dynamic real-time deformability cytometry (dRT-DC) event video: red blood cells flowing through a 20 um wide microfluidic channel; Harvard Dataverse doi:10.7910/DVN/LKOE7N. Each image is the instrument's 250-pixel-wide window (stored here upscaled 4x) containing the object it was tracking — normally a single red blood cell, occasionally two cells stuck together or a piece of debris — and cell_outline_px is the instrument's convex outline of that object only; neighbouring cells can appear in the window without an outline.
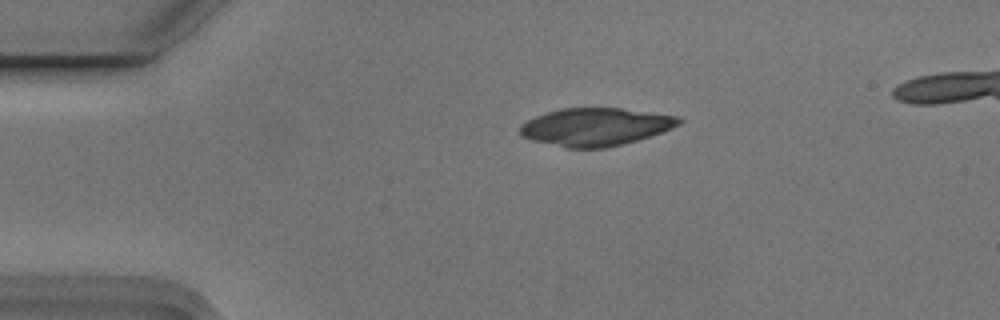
{"species": "Egyptian fruit bat (a non-hibernating species)", "species_latin": "Rousettus aegyptiacus", "temperature_condition": "cold", "stored_images_in_passage": 3, "camera_frame_rate_fps": 3000, "um_per_image_px": 0.085, "animal": {"sex": "male"}, "frame": {"image": 1, "passage_image": 1, "time_ms": 0.0, "image_size_px": [1000, 320], "cell_outline_px": [[684, 120], [680, 124], [672, 128], [636, 140], [604, 148], [564, 148], [532, 140], [520, 136], [520, 124], [536, 116], [560, 108], [620, 108], [680, 116]], "centroid_in_image_um": [50.6, 10.78], "position_along_channel_um": 34.4, "area_um2": 34.91}}